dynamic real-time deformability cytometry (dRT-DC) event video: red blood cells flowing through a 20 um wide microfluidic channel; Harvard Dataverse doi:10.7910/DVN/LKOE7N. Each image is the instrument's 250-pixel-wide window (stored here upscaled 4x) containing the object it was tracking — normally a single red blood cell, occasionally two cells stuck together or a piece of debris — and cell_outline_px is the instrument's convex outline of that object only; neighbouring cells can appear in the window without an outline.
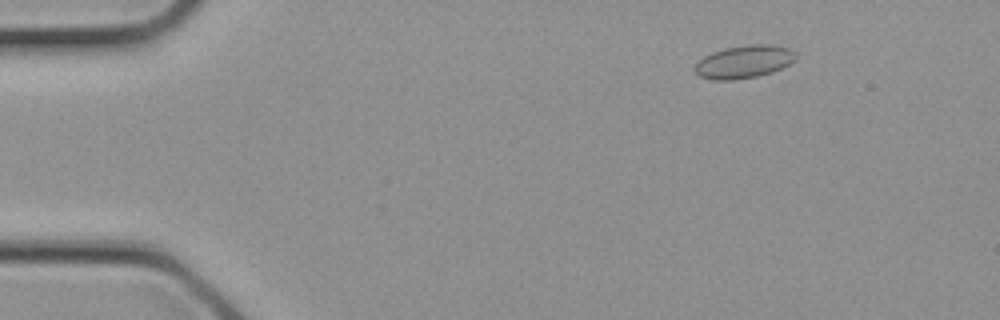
{"species": "common noctule bat (a hibernating species)", "species_latin": "Nyctalus noctula", "temperature_condition": "cold", "stored_images_in_passage": 2, "camera_frame_rate_fps": 3000, "um_per_image_px": 0.085, "animal": {"sex": "female", "body_mass_g": 21.9}, "frame": {"image": 1, "passage_image": 2, "time_ms": 0.333, "image_size_px": [1000, 320], "cell_outline_px": [[796, 60], [772, 72], [756, 76], [732, 80], [712, 80], [700, 76], [692, 68], [704, 56], [712, 52], [724, 48], [752, 44], [772, 44], [788, 48], [796, 52]], "centroid_in_image_um": [63.23, 5.24], "position_along_channel_um": 21.8, "area_um2": 19.31}}